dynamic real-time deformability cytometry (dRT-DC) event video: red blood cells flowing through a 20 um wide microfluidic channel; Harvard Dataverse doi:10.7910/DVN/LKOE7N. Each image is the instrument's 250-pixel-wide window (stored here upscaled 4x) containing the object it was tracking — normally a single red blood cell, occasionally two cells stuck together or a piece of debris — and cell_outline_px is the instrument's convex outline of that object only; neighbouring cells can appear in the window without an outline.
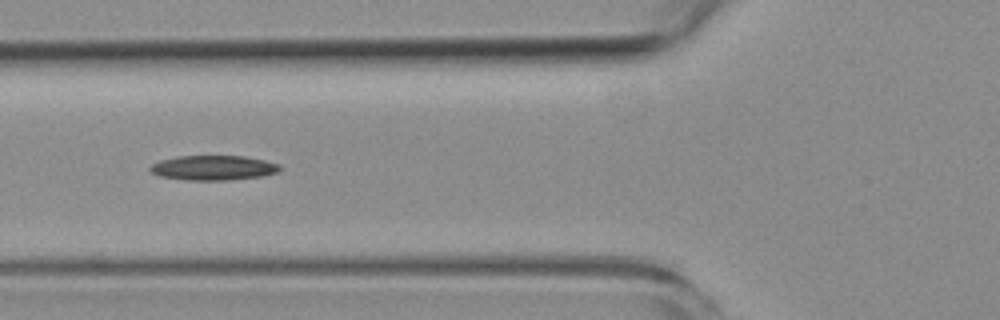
{"species": "common noctule bat (a hibernating species)", "species_latin": "Nyctalus noctula", "temperature_condition": "room temperature", "stored_images_in_passage": 7, "camera_frame_rate_fps": 3000, "um_per_image_px": 0.085, "animal": {"sex": "female", "body_mass_g": 19.3, "forearm_length_mm": 54.1}, "frame": {"image": 1, "passage_image": 5, "time_ms": 4.667, "image_size_px": [1000, 320], "cell_outline_px": [[280, 172], [264, 176], [232, 180], [184, 180], [160, 176], [152, 172], [148, 168], [152, 164], [160, 160], [180, 156], [244, 156], [264, 160], [280, 164]], "centroid_in_image_um": [18.17, 14.27], "position_along_channel_um": 107.6, "area_um2": 18.84}}
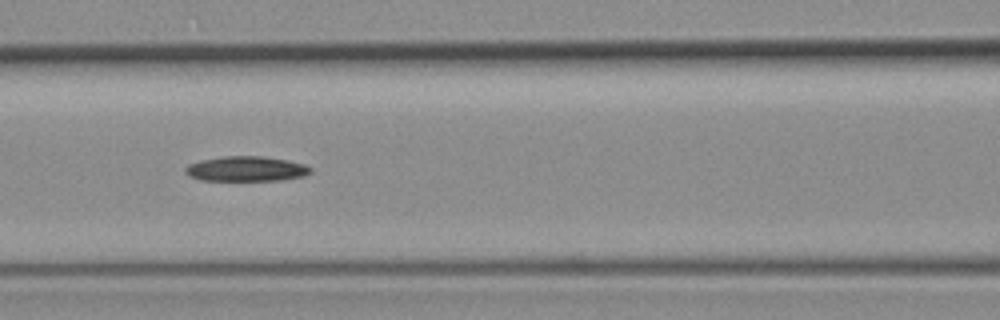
{"frame": {"image": 2, "passage_image": 6, "time_ms": 5.667, "image_size_px": [1000, 320], "cell_outline_px": [[312, 172], [304, 176], [280, 180], [200, 180], [188, 176], [184, 172], [184, 168], [188, 164], [200, 160], [224, 156], [264, 156], [288, 160], [304, 164], [312, 168]], "centroid_in_image_um": [20.91, 14.34], "position_along_channel_um": 145.7, "area_um2": 18.38}}
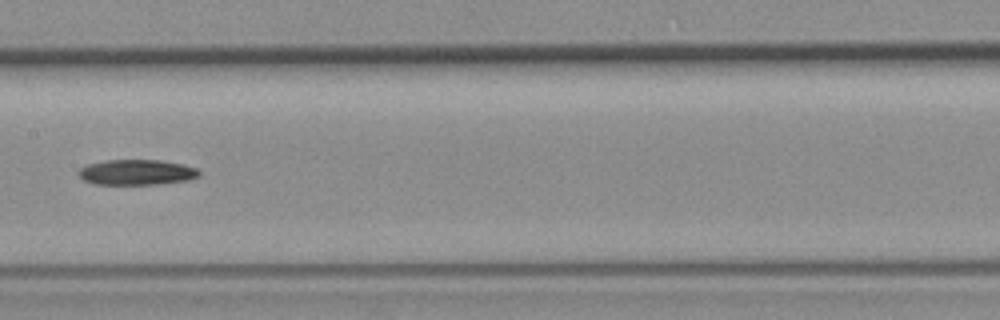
{"frame": {"image": 3, "passage_image": 7, "time_ms": 7.0, "image_size_px": [1000, 320], "cell_outline_px": [[200, 176], [188, 180], [156, 184], [96, 184], [84, 180], [76, 172], [80, 168], [88, 164], [108, 160], [160, 160], [184, 164], [196, 168], [200, 172]], "centroid_in_image_um": [11.63, 14.64], "position_along_channel_um": 195.8, "area_um2": 17.8}}